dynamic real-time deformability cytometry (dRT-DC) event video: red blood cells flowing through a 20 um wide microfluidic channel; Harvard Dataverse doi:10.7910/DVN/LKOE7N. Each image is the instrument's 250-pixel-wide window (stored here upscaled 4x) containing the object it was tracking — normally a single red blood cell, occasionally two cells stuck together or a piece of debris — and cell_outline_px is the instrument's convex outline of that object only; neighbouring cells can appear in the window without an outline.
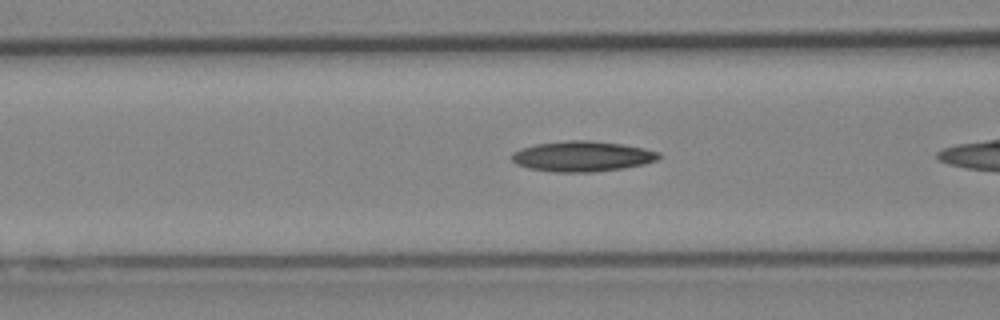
{"species": "Egyptian fruit bat (a non-hibernating species)", "species_latin": "Rousettus aegyptiacus", "temperature_condition": "cold", "stored_images_in_passage": 23, "camera_frame_rate_fps": 3000, "um_per_image_px": 0.085, "animal": {"sex": "female"}, "frame": {"image": 1, "passage_image": 4, "time_ms": 1.0, "image_size_px": [1000, 320], "cell_outline_px": [[660, 156], [656, 160], [644, 164], [624, 168], [592, 172], [552, 172], [528, 168], [516, 164], [508, 156], [512, 152], [520, 148], [536, 144], [568, 140], [588, 140], [620, 144], [644, 148], [660, 152]], "centroid_in_image_um": [49.44, 13.29], "position_along_channel_um": 117.2, "area_um2": 26.18}}
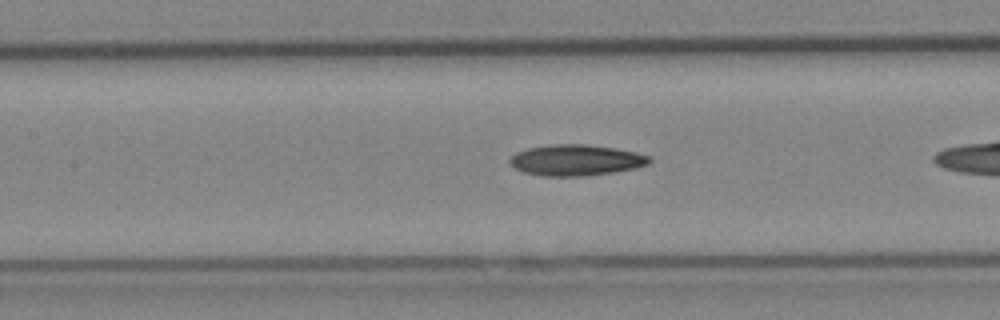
{"frame": {"image": 2, "passage_image": 7, "time_ms": 2.0, "image_size_px": [1000, 320], "cell_outline_px": [[652, 160], [648, 164], [636, 168], [612, 172], [584, 176], [540, 176], [524, 172], [516, 168], [508, 160], [516, 152], [528, 148], [552, 144], [584, 144], [612, 148], [636, 152], [652, 156]], "centroid_in_image_um": [48.97, 13.61], "position_along_channel_um": 158.4, "area_um2": 25.14}}
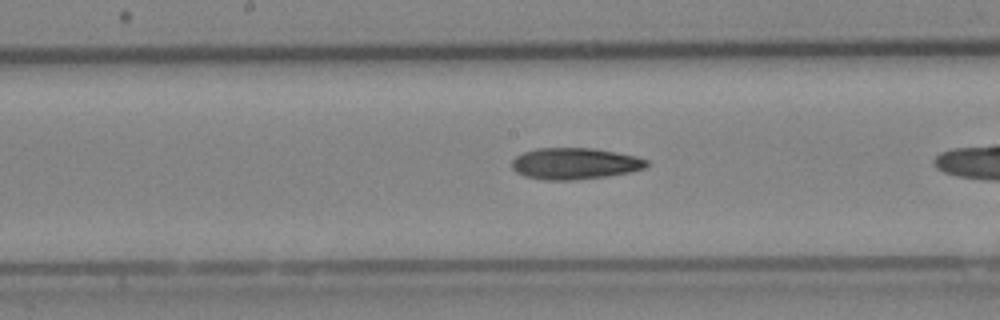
{"frame": {"image": 3, "passage_image": 10, "time_ms": 3.0, "image_size_px": [1000, 320], "cell_outline_px": [[648, 164], [644, 168], [628, 172], [608, 176], [576, 180], [544, 180], [524, 176], [516, 172], [512, 168], [512, 160], [516, 156], [524, 152], [536, 148], [592, 148], [636, 156], [648, 160]], "centroid_in_image_um": [48.83, 13.91], "position_along_channel_um": 199.4, "area_um2": 24.68}}